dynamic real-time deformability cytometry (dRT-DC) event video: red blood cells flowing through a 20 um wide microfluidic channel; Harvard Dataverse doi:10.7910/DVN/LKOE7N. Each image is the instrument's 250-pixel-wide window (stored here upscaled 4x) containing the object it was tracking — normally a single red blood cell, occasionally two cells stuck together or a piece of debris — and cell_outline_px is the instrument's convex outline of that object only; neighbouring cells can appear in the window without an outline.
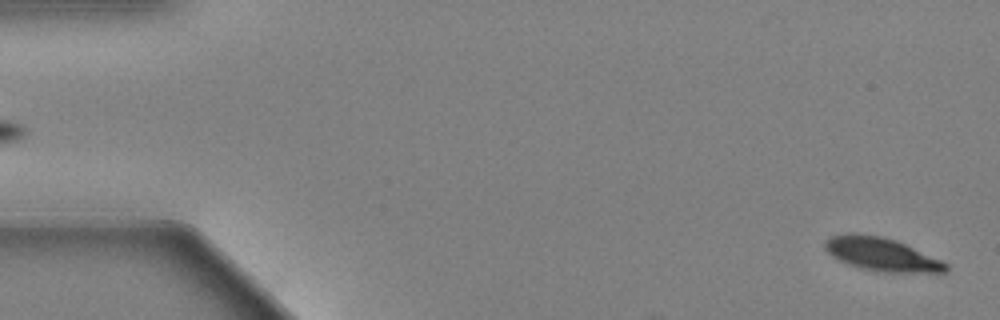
{"species": "Egyptian fruit bat (a non-hibernating species)", "species_latin": "Rousettus aegyptiacus", "temperature_condition": "warm", "stored_images_in_passage": 57, "camera_frame_rate_fps": 3000, "um_per_image_px": 0.085, "animal": {"sex": "female"}, "frame": {"image": 1, "passage_image": 1, "time_ms": 0.0, "image_size_px": [1000, 320], "cell_outline_px": [[948, 272], [884, 272], [860, 268], [848, 264], [832, 256], [824, 248], [824, 240], [832, 236], [848, 232], [852, 232], [880, 236], [896, 240], [940, 260], [948, 264]], "centroid_in_image_um": [74.89, 21.6], "position_along_channel_um": 10.1, "area_um2": 23.29}}
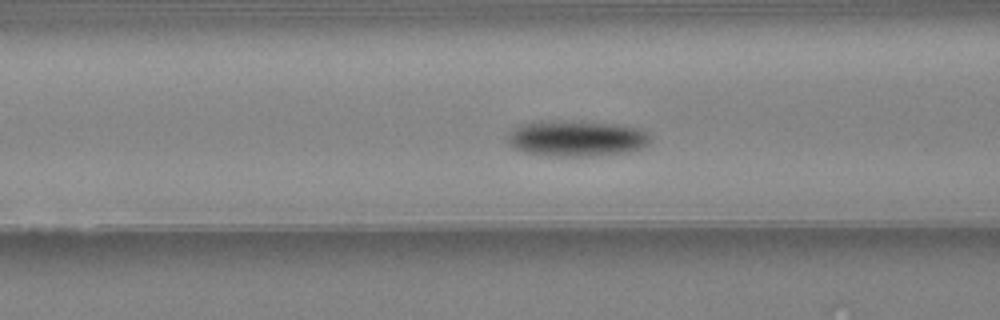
{"frame": {"image": 2, "passage_image": 22, "time_ms": 7.0, "image_size_px": [1000, 320], "cell_outline_px": [[652, 140], [644, 148], [632, 152], [592, 156], [548, 156], [524, 152], [512, 148], [508, 144], [508, 136], [516, 128], [524, 124], [540, 120], [616, 124], [640, 128], [652, 136]], "centroid_in_image_um": [49.07, 11.79], "position_along_channel_um": 117.5, "area_um2": 30.06}}
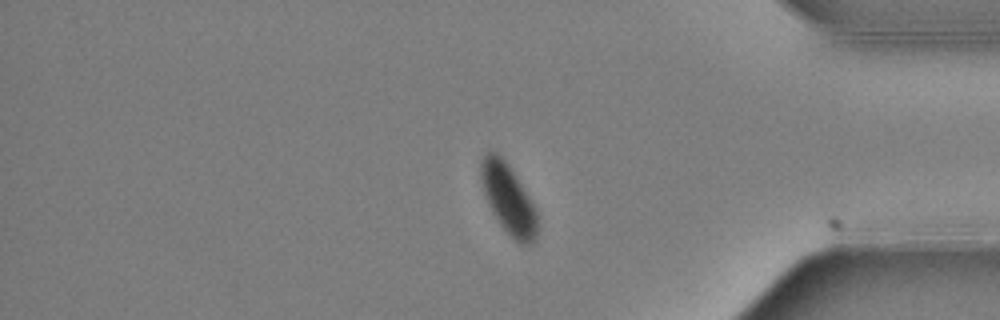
{"frame": {"image": 3, "passage_image": 47, "time_ms": 15.333, "image_size_px": [1000, 320], "cell_outline_px": [[540, 224], [536, 240], [532, 244], [520, 244], [500, 224], [492, 212], [488, 204], [480, 180], [480, 160], [488, 152], [496, 152], [508, 164], [536, 208]], "centroid_in_image_um": [43.24, 16.94], "position_along_channel_um": 392.0, "area_um2": 23.0}, "authors_computed_cell_mechanics": {"area_um2": 26.9348, "velocity_mm_per_s": 3.5698, "shape_relaxation_time_tau1_ms": 1.8973, "shape_relaxation_time_tau2_ms": null, "deformation_change_tau1": 0.1143, "deformation_change_tau2": null}}